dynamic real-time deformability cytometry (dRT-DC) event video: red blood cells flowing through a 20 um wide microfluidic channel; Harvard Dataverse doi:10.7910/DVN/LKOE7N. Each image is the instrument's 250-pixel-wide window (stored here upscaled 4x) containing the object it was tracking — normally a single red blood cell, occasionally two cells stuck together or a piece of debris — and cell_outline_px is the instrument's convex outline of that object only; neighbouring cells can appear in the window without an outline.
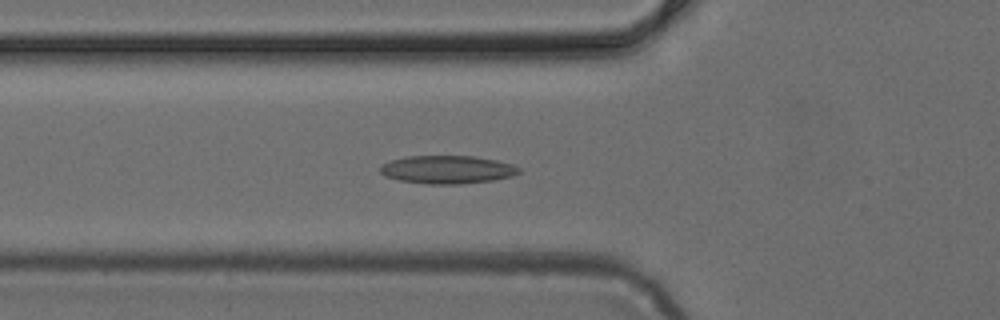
{"species": "common noctule bat (a hibernating species)", "species_latin": "Nyctalus noctula", "temperature_condition": "cold", "stored_images_in_passage": 49, "camera_frame_rate_fps": 3000, "um_per_image_px": 0.085, "animal": {"sex": "female", "body_mass_g": 24.6, "forearm_length_mm": 56.2}, "frame": {"image": 1, "passage_image": 17, "time_ms": 5.333, "image_size_px": [1000, 320], "cell_outline_px": [[520, 172], [512, 176], [492, 180], [460, 184], [428, 184], [400, 180], [384, 176], [380, 172], [380, 164], [392, 160], [408, 156], [472, 156], [496, 160], [512, 164], [520, 168]], "centroid_in_image_um": [38.0, 14.41], "position_along_channel_um": 87.8, "area_um2": 22.66}}
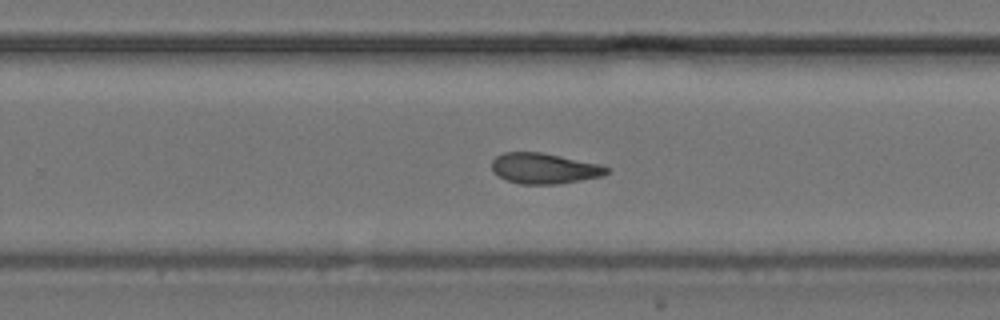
{"frame": {"image": 2, "passage_image": 31, "time_ms": 10.0, "image_size_px": [1000, 320], "cell_outline_px": [[608, 172], [604, 176], [560, 184], [520, 184], [508, 180], [500, 176], [492, 168], [492, 160], [496, 156], [504, 152], [540, 152], [600, 164], [608, 168]], "centroid_in_image_um": [46.28, 14.32], "position_along_channel_um": 283.5, "area_um2": 20.35}}
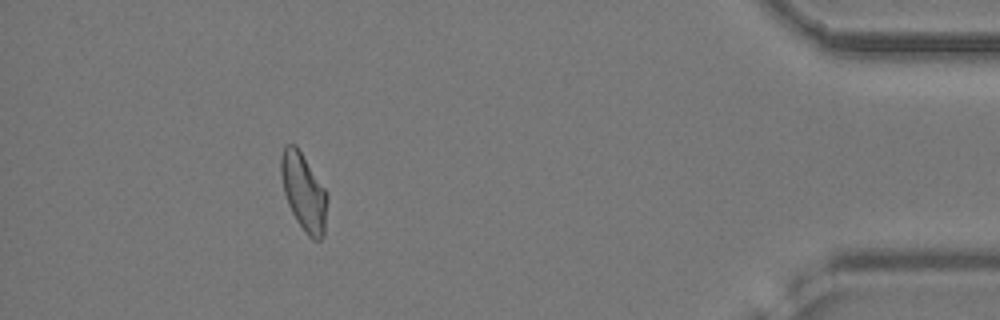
{"frame": {"image": 3, "passage_image": 44, "time_ms": 14.333, "image_size_px": [1000, 320], "cell_outline_px": [[328, 200], [324, 236], [320, 240], [312, 240], [308, 236], [296, 220], [288, 204], [284, 192], [280, 172], [280, 156], [284, 144], [296, 144], [328, 192]], "centroid_in_image_um": [25.83, 16.31], "position_along_channel_um": 409.4, "area_um2": 21.27}}